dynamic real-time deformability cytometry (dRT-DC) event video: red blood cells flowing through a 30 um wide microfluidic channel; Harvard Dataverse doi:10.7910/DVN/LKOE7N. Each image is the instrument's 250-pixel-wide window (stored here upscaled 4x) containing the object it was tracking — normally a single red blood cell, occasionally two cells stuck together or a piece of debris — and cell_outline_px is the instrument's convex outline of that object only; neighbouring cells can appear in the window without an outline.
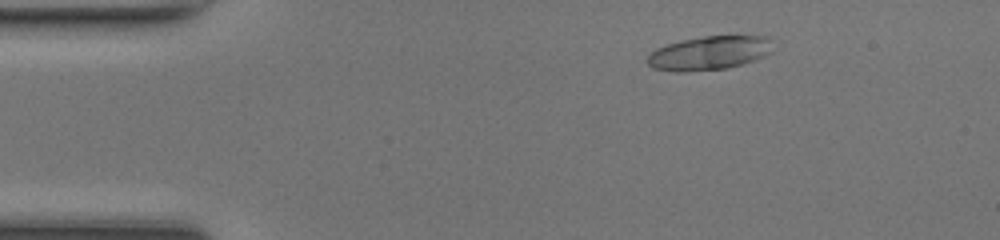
{"species": "common noctule bat (a hibernating species)", "species_latin": "Nyctalus noctula", "temperature_condition": "room temperature", "stored_images_in_passage": 46, "camera_frame_rate_fps": 3000, "um_per_image_px": 0.085, "animal": {"sex": "female", "body_mass_g": 17.0, "forearm_length_mm": 48.0}, "frame": {"image": 1, "passage_image": 6, "time_ms": 1.667, "image_size_px": [1000, 240], "cell_outline_px": [[772, 52], [764, 56], [728, 68], [680, 72], [676, 72], [652, 68], [644, 60], [656, 48], [680, 40], [704, 36], [768, 36]], "centroid_in_image_um": [60.23, 4.51], "position_along_channel_um": 24.8, "area_um2": 24.62}}
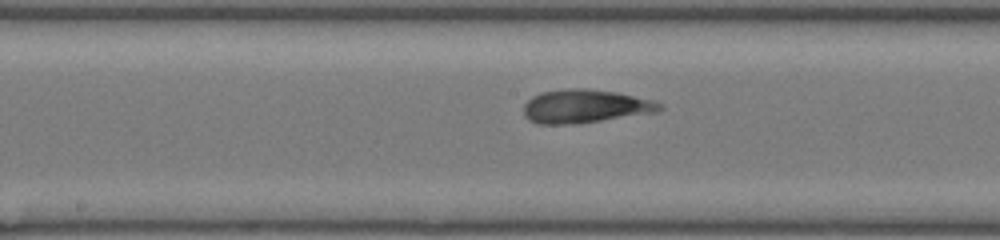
{"frame": {"image": 2, "passage_image": 23, "time_ms": 7.333, "image_size_px": [1000, 240], "cell_outline_px": [[664, 108], [660, 112], [576, 124], [540, 124], [528, 120], [524, 116], [524, 104], [532, 96], [540, 92], [564, 88], [588, 88], [616, 92], [656, 100], [664, 104]], "centroid_in_image_um": [49.79, 9.03], "position_along_channel_um": 198.4, "area_um2": 27.11}}
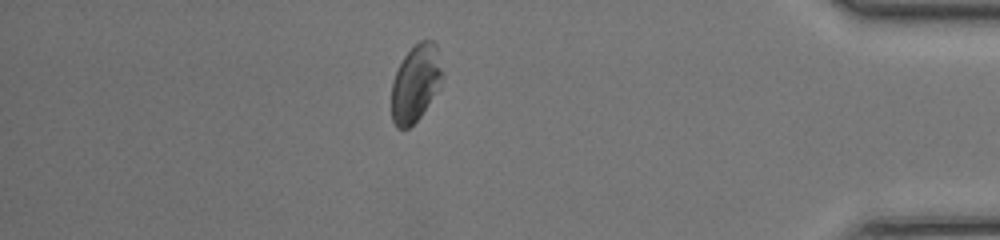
{"frame": {"image": 3, "passage_image": 40, "time_ms": 13.0, "image_size_px": [1000, 240], "cell_outline_px": [[440, 88], [420, 116], [408, 128], [396, 128], [392, 120], [392, 80], [404, 56], [420, 40], [432, 40], [436, 44], [440, 68]], "centroid_in_image_um": [35.3, 7.09], "position_along_channel_um": 399.9, "area_um2": 22.25}, "authors_computed_cell_mechanics": {"area_um2": 24.6517, "velocity_mm_per_s": 4.3204, "shape_relaxation_time_tau1_ms": 6.8425, "shape_relaxation_time_tau2_ms": null, "deformation_change_tau1": 0.2754, "deformation_change_tau2": null}}